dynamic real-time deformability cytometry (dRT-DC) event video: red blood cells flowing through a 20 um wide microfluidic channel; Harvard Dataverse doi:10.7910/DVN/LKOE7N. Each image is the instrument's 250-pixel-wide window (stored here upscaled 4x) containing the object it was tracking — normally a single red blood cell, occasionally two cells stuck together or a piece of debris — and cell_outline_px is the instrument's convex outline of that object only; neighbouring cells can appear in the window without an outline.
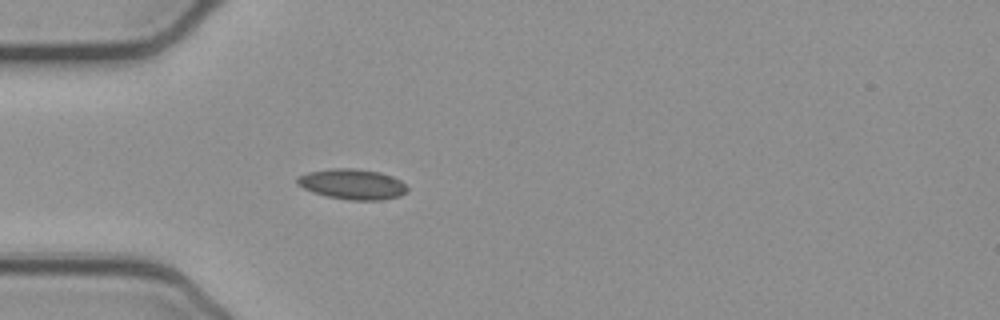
{"species": "common noctule bat (a hibernating species)", "species_latin": "Nyctalus noctula", "temperature_condition": "cold", "stored_images_in_passage": 44, "camera_frame_rate_fps": 3000, "um_per_image_px": 0.085, "animal": {"sex": "female", "body_mass_g": 21.9}, "frame": {"image": 1, "passage_image": 7, "time_ms": 2.0, "image_size_px": [1000, 320], "cell_outline_px": [[408, 192], [400, 196], [384, 200], [348, 200], [328, 196], [312, 192], [296, 184], [296, 176], [308, 172], [332, 168], [352, 168], [380, 172], [392, 176], [400, 180], [408, 188]], "centroid_in_image_um": [29.95, 15.65], "position_along_channel_um": 55.1, "area_um2": 19.65}}
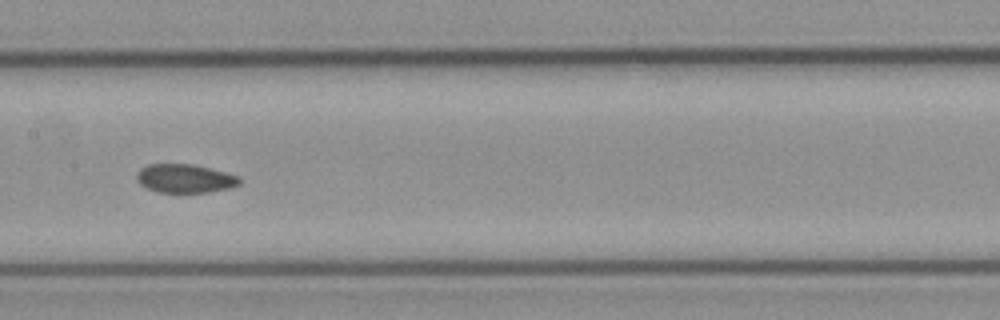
{"frame": {"image": 2, "passage_image": 18, "time_ms": 5.667, "image_size_px": [1000, 320], "cell_outline_px": [[240, 184], [228, 188], [208, 192], [156, 192], [140, 184], [136, 180], [136, 172], [140, 168], [148, 164], [192, 164], [240, 176]], "centroid_in_image_um": [15.68, 15.16], "position_along_channel_um": 191.7, "area_um2": 17.11}}
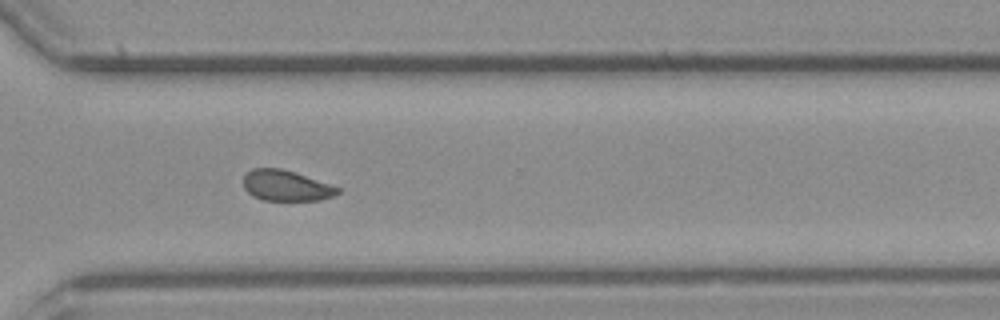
{"frame": {"image": 3, "passage_image": 30, "time_ms": 9.667, "image_size_px": [1000, 320], "cell_outline_px": [[340, 192], [332, 196], [320, 200], [264, 200], [252, 196], [244, 188], [244, 176], [252, 168], [280, 168], [296, 172], [332, 184], [340, 188]], "centroid_in_image_um": [24.34, 15.77], "position_along_channel_um": 346.3, "area_um2": 16.94}, "authors_computed_cell_mechanics": {"area_um2": 17.7446, "velocity_mm_per_s": 3.8785, "shape_relaxation_time_tau1_ms": null, "shape_relaxation_time_tau2_ms": 4.1602, "deformation_change_tau1": null, "deformation_change_tau2": 0.0771}}